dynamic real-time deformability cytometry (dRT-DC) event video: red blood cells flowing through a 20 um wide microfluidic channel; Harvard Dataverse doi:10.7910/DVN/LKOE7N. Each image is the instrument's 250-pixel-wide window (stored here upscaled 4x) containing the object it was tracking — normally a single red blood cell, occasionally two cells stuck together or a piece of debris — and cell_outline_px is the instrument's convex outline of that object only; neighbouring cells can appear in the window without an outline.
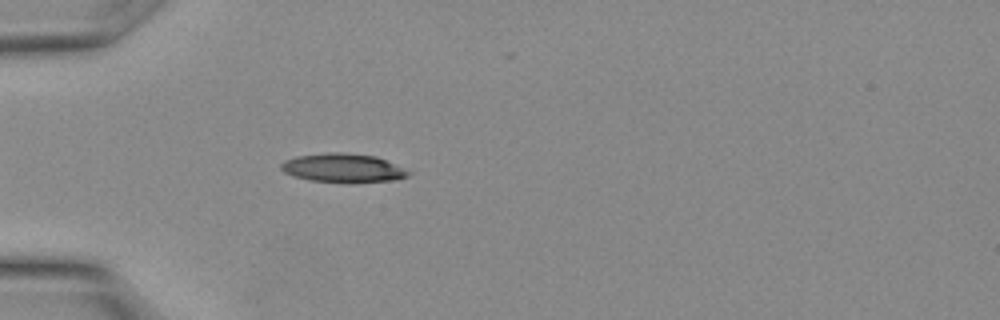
{"species": "Egyptian fruit bat (a non-hibernating species)", "species_latin": "Rousettus aegyptiacus", "temperature_condition": "warm", "stored_images_in_passage": 15, "camera_frame_rate_fps": 3000, "um_per_image_px": 0.085, "animal": {"sex": "female"}, "frame": {"image": 1, "passage_image": 1, "time_ms": 0.0, "image_size_px": [1000, 320], "cell_outline_px": [[412, 172], [408, 176], [392, 180], [312, 180], [292, 176], [284, 172], [280, 168], [280, 164], [284, 160], [296, 156], [328, 152], [344, 152], [376, 156]], "centroid_in_image_um": [29.09, 14.22], "position_along_channel_um": 55.9, "area_um2": 20.52}}
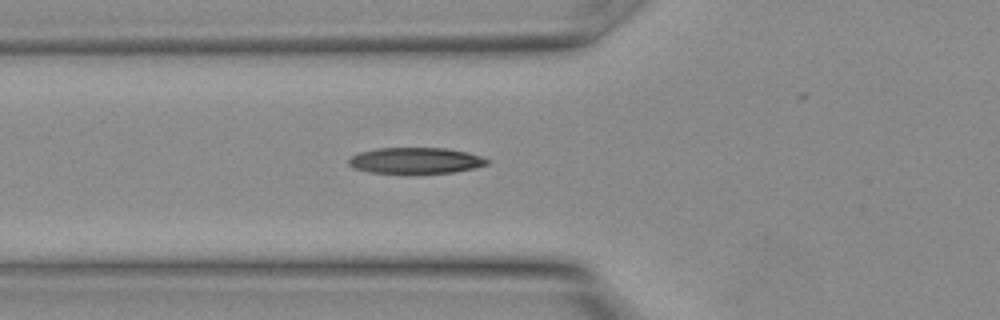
{"frame": {"image": 2, "passage_image": 3, "time_ms": 0.667, "image_size_px": [1000, 320], "cell_outline_px": [[492, 160], [488, 164], [472, 168], [452, 172], [368, 172], [356, 168], [348, 164], [348, 160], [352, 156], [360, 152], [376, 148], [444, 148], [464, 152], [480, 156]], "centroid_in_image_um": [35.32, 13.63], "position_along_channel_um": 90.5, "area_um2": 20.46}}
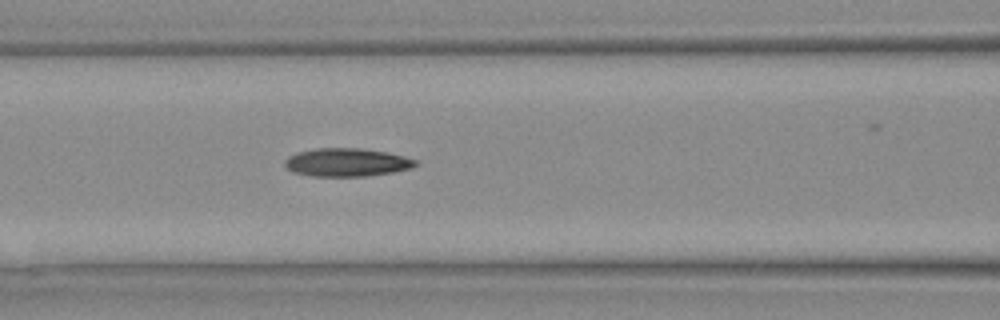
{"frame": {"image": 3, "passage_image": 5, "time_ms": 1.333, "image_size_px": [1000, 320], "cell_outline_px": [[420, 164], [412, 168], [392, 172], [364, 176], [312, 176], [292, 172], [284, 164], [284, 160], [288, 156], [296, 152], [316, 148], [356, 148], [388, 152], [404, 156], [416, 160]], "centroid_in_image_um": [29.47, 13.79], "position_along_channel_um": 137.1, "area_um2": 21.56}}